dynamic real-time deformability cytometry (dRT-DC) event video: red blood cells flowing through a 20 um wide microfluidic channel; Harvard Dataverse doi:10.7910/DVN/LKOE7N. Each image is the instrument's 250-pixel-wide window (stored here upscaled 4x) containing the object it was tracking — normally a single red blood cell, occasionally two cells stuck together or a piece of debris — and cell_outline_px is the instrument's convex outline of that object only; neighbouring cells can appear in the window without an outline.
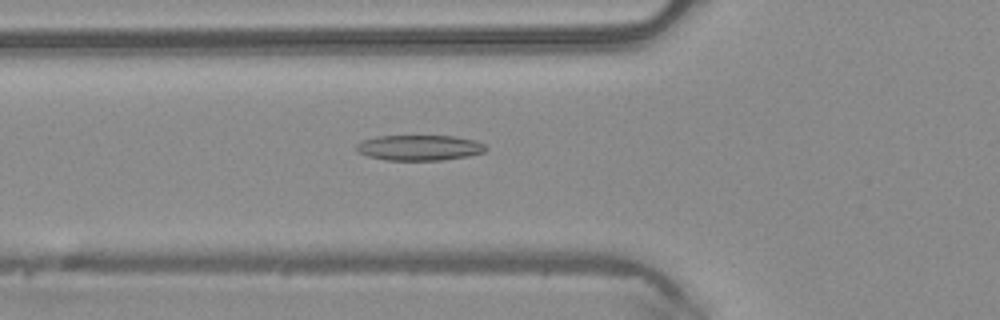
{"species": "common noctule bat (a hibernating species)", "species_latin": "Nyctalus noctula", "temperature_condition": "warm", "stored_images_in_passage": 49, "camera_frame_rate_fps": 3000, "um_per_image_px": 0.085, "animal": {"sex": "male", "body_mass_g": 20.4}, "frame": {"image": 1, "passage_image": 18, "time_ms": 5.667, "image_size_px": [1000, 320], "cell_outline_px": [[488, 148], [484, 152], [468, 156], [444, 160], [388, 160], [368, 156], [356, 152], [356, 144], [364, 140], [376, 136], [456, 136], [476, 140], [484, 144]], "centroid_in_image_um": [35.67, 12.55], "position_along_channel_um": 90.1, "area_um2": 19.31}}
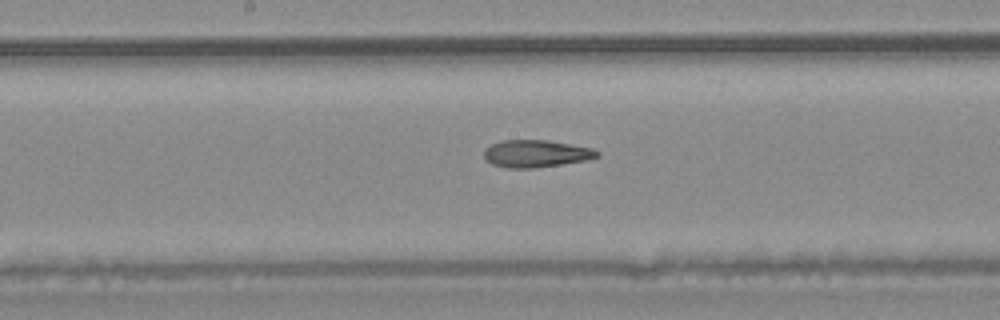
{"frame": {"image": 2, "passage_image": 26, "time_ms": 8.333, "image_size_px": [1000, 320], "cell_outline_px": [[600, 156], [588, 160], [532, 168], [508, 168], [492, 164], [484, 160], [484, 152], [492, 144], [500, 140], [548, 140], [592, 148], [600, 152]], "centroid_in_image_um": [45.57, 13.06], "position_along_channel_um": 202.6, "area_um2": 17.98}}
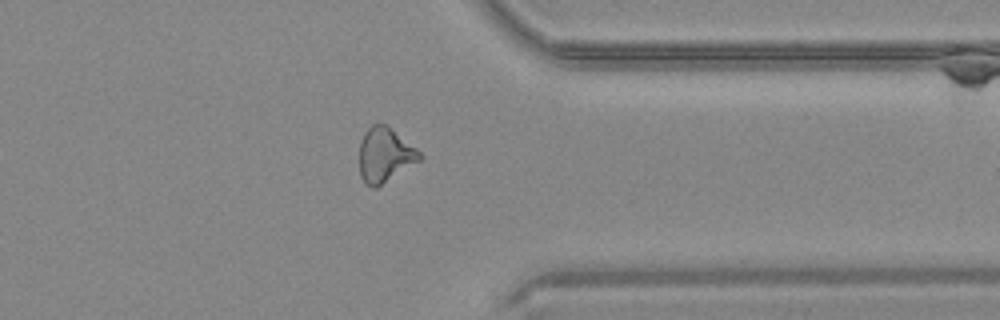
{"frame": {"image": 3, "passage_image": 39, "time_ms": 12.667, "image_size_px": [1000, 320], "cell_outline_px": [[424, 156], [420, 160], [376, 188], [372, 188], [364, 184], [360, 176], [360, 144], [364, 132], [372, 124], [388, 124], [416, 148]], "centroid_in_image_um": [32.71, 13.16], "position_along_channel_um": 378.7, "area_um2": 19.25}, "authors_computed_cell_mechanics": {"area_um2": 19.3052, "velocity_mm_per_s": 4.1901, "shape_relaxation_time_tau1_ms": null, "shape_relaxation_time_tau2_ms": 3.7078, "deformation_change_tau1": null, "deformation_change_tau2": 0.143}}